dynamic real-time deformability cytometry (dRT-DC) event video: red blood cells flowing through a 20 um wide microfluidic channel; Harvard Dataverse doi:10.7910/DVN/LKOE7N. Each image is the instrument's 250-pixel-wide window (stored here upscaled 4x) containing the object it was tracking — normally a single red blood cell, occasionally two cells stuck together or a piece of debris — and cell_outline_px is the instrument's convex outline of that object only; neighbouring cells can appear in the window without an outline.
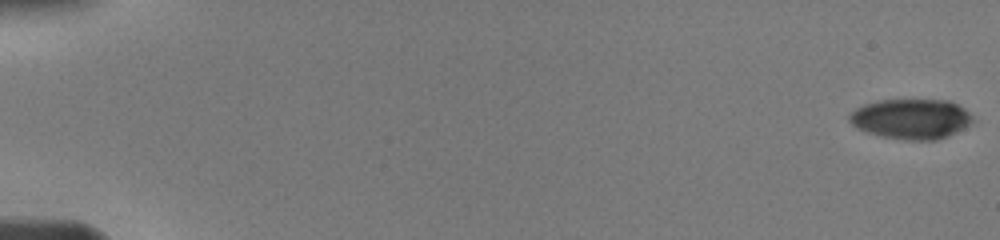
{"species": "human", "species_latin": "Homo sapiens", "temperature_condition": "warm", "stored_images_in_passage": 2, "camera_frame_rate_fps": 3000, "um_per_image_px": 0.085, "donor": {"sex": "male"}, "frame": {"image": 1, "passage_image": 1, "time_ms": 0.0, "image_size_px": [1000, 240], "cell_outline_px": [[976, 120], [964, 128], [948, 136], [936, 140], [908, 140], [880, 136], [856, 128], [848, 120], [848, 116], [856, 108], [864, 104], [880, 100], [948, 100], [964, 108]], "centroid_in_image_um": [77.45, 10.11], "position_along_channel_um": 7.5, "area_um2": 28.84}}